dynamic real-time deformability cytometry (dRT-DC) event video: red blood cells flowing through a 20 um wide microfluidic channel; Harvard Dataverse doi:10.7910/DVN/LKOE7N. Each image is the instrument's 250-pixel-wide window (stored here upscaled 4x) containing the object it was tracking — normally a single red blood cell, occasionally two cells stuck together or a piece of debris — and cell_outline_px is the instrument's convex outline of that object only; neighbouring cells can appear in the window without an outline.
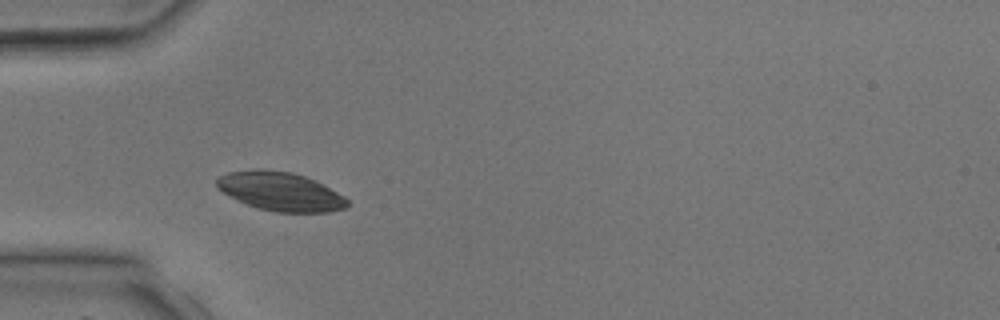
{"species": "common noctule bat (a hibernating species)", "species_latin": "Nyctalus noctula", "temperature_condition": "room temperature", "stored_images_in_passage": 2, "camera_frame_rate_fps": 3000, "um_per_image_px": 0.085, "animal": {"sex": "male", "body_mass_g": 17.9, "forearm_length_mm": 54.2}, "frame": {"image": 1, "passage_image": 2, "time_ms": 2.0, "image_size_px": [1000, 320], "cell_outline_px": [[348, 208], [328, 212], [276, 212], [256, 208], [236, 200], [216, 188], [216, 180], [220, 176], [228, 172], [256, 168], [260, 168], [292, 172], [316, 180], [344, 196], [348, 200]], "centroid_in_image_um": [23.82, 16.27], "position_along_channel_um": 61.2, "area_um2": 29.82}}